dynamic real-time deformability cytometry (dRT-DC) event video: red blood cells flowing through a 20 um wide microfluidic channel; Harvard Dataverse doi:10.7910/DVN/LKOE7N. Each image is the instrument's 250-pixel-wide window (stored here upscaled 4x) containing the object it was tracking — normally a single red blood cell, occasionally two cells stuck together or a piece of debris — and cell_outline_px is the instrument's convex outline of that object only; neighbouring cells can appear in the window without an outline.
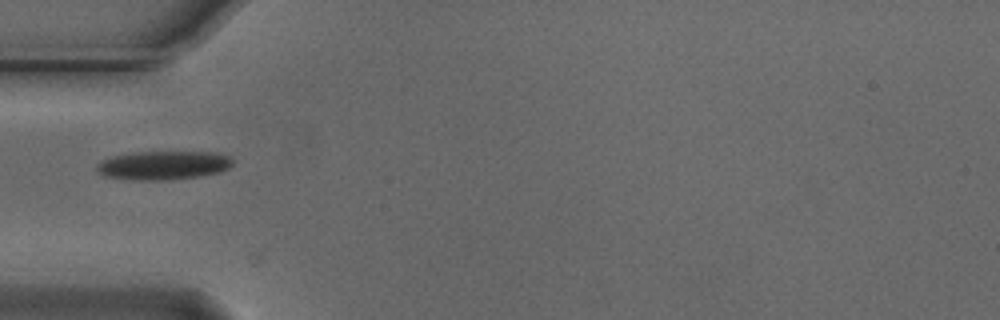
{"species": "Egyptian fruit bat (a non-hibernating species)", "species_latin": "Rousettus aegyptiacus", "temperature_condition": "cold", "stored_images_in_passage": 5, "camera_frame_rate_fps": 3000, "um_per_image_px": 0.085, "animal": {"sex": "male"}, "frame": {"image": 1, "passage_image": 2, "time_ms": 0.333, "image_size_px": [1000, 320], "cell_outline_px": [[232, 164], [228, 168], [220, 172], [200, 176], [172, 180], [136, 180], [108, 176], [100, 172], [96, 168], [96, 164], [100, 160], [112, 156], [132, 152], [212, 152], [232, 156]], "centroid_in_image_um": [13.91, 14.04], "position_along_channel_um": 71.1, "area_um2": 22.83}}